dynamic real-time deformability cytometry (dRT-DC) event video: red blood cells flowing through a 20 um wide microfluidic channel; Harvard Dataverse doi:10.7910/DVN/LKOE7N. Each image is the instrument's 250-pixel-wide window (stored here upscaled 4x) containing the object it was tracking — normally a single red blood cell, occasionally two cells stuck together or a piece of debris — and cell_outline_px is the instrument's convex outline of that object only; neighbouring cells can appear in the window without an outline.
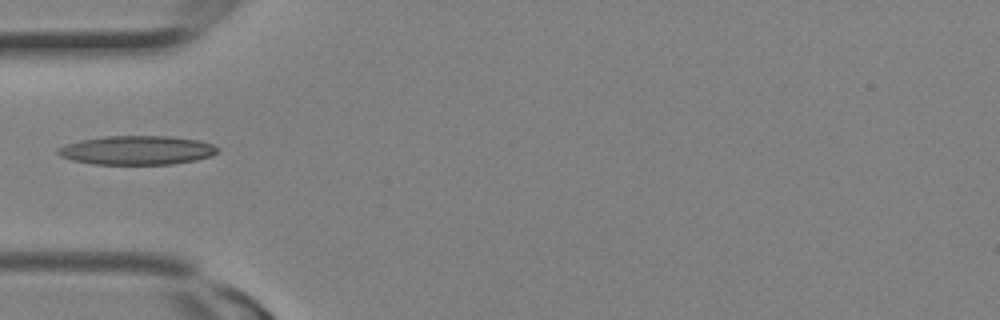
{"species": "Egyptian fruit bat (a non-hibernating species)", "species_latin": "Rousettus aegyptiacus", "temperature_condition": "room temperature", "stored_images_in_passage": 1, "camera_frame_rate_fps": 3000, "um_per_image_px": 0.085, "animal": {"sex": "female"}, "frame": {"image": 1, "passage_image": 1, "time_ms": 0.0, "image_size_px": [1000, 320], "cell_outline_px": [[220, 148], [212, 156], [196, 160], [172, 164], [92, 164], [72, 160], [60, 156], [56, 152], [56, 148], [80, 140], [104, 136], [168, 136], [200, 140], [212, 144]], "centroid_in_image_um": [11.64, 12.77], "position_along_channel_um": 73.4, "area_um2": 27.05}}